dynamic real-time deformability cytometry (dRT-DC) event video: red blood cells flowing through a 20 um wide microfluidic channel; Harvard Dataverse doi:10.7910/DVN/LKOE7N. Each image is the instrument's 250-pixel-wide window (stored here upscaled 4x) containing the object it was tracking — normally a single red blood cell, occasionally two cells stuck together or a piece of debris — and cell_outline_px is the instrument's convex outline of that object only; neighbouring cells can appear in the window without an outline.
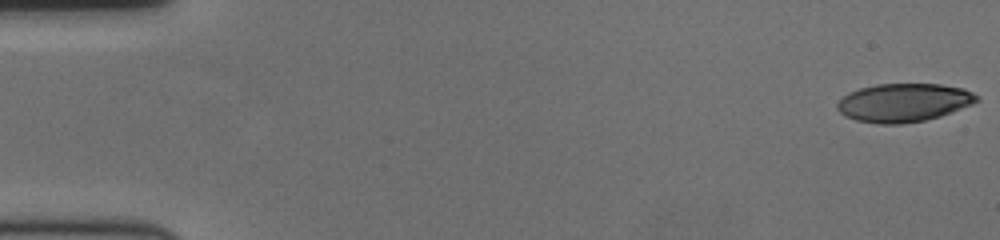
{"species": "human", "species_latin": "Homo sapiens", "temperature_condition": "cold", "stored_images_in_passage": 58, "camera_frame_rate_fps": 3000, "um_per_image_px": 0.085, "donor": {"sex": "female"}, "frame": {"image": 1, "passage_image": 1, "time_ms": 0.0, "image_size_px": [1000, 240], "cell_outline_px": [[980, 100], [972, 104], [940, 116], [924, 120], [900, 124], [880, 124], [856, 120], [840, 112], [836, 108], [836, 104], [848, 92], [860, 88], [876, 84], [940, 84], [964, 88], [980, 96]], "centroid_in_image_um": [76.83, 8.71], "position_along_channel_um": 8.2, "area_um2": 31.15}}
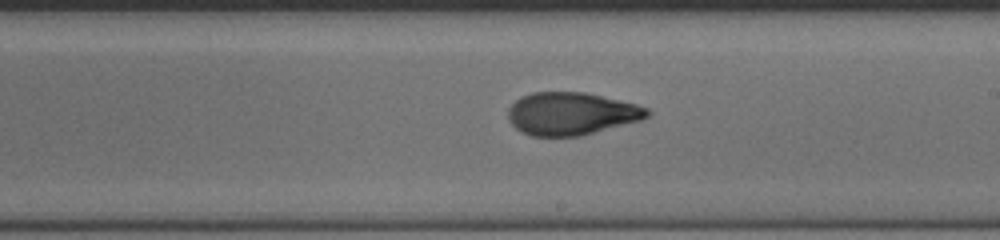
{"frame": {"image": 2, "passage_image": 34, "time_ms": 11.0, "image_size_px": [1000, 240], "cell_outline_px": [[652, 112], [648, 116], [640, 120], [580, 136], [532, 136], [520, 132], [508, 120], [508, 108], [520, 96], [532, 92], [584, 92], [636, 104], [648, 108]], "centroid_in_image_um": [48.53, 9.66], "position_along_channel_um": 240.5, "area_um2": 34.56}}
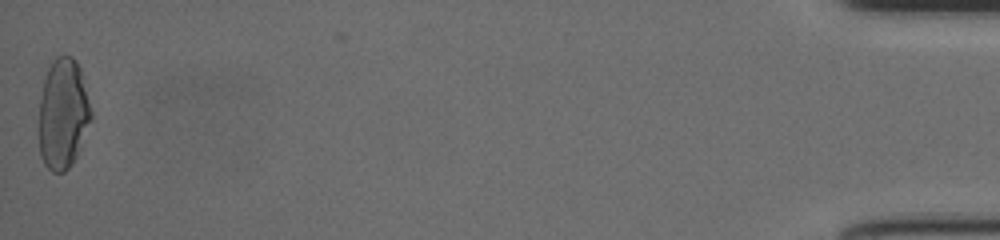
{"frame": {"image": 3, "passage_image": 58, "time_ms": 19.0, "image_size_px": [1000, 240], "cell_outline_px": [[92, 120], [76, 156], [72, 164], [64, 172], [52, 172], [44, 164], [40, 156], [40, 100], [44, 80], [48, 68], [52, 60], [56, 56], [72, 56], [76, 60], [80, 68], [92, 112]], "centroid_in_image_um": [5.37, 9.67], "position_along_channel_um": 429.8, "area_um2": 33.47}, "authors_computed_cell_mechanics": {"area_um2": 33.813, "velocity_mm_per_s": 3.5973, "shape_relaxation_time_tau1_ms": null, "shape_relaxation_time_tau2_ms": 1.9398, "deformation_change_tau1": null, "deformation_change_tau2": 0.0743}}